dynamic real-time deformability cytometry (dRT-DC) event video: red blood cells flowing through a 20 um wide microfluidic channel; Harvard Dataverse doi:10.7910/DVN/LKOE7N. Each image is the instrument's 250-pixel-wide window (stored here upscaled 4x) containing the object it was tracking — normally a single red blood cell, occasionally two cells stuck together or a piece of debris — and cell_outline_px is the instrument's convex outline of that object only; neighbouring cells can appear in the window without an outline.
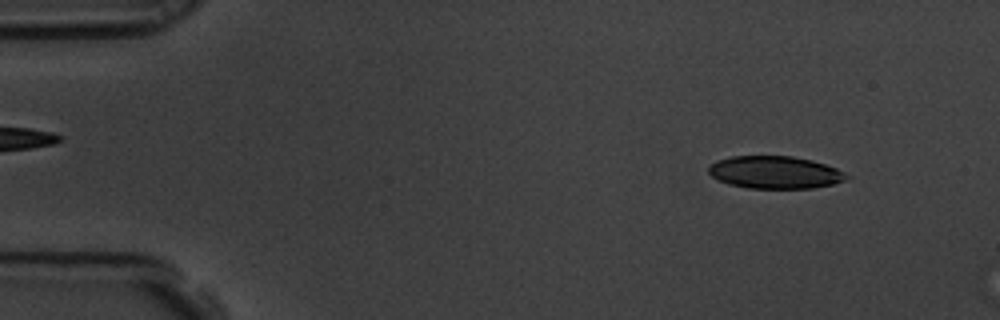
{"species": "common noctule bat (a hibernating species)", "species_latin": "Nyctalus noctula", "temperature_condition": "room temperature", "stored_images_in_passage": 5, "camera_frame_rate_fps": 3000, "um_per_image_px": 0.085, "animal": {"sex": "male", "body_mass_g": 19.5, "forearm_length_mm": 54.6}, "frame": {"image": 1, "passage_image": 1, "time_ms": 0.0, "image_size_px": [1000, 320], "cell_outline_px": [[852, 176], [844, 180], [832, 184], [812, 188], [748, 188], [728, 184], [716, 180], [708, 172], [708, 168], [716, 160], [732, 156], [792, 156], [812, 160], [836, 168]], "centroid_in_image_um": [65.85, 14.65], "position_along_channel_um": 19.1, "area_um2": 26.18}}
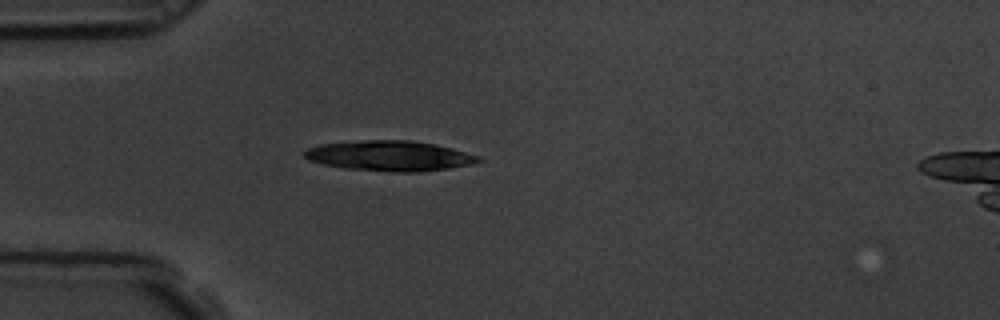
{"frame": {"image": 2, "passage_image": 4, "time_ms": 1.0, "image_size_px": [1000, 320], "cell_outline_px": [[484, 160], [472, 164], [448, 168], [420, 172], [392, 172], [344, 168], [324, 164], [308, 160], [304, 156], [304, 152], [308, 148], [320, 144], [364, 140], [412, 140], [452, 148], [480, 156]], "centroid_in_image_um": [33.13, 13.25], "position_along_channel_um": 51.9, "area_um2": 30.63}}